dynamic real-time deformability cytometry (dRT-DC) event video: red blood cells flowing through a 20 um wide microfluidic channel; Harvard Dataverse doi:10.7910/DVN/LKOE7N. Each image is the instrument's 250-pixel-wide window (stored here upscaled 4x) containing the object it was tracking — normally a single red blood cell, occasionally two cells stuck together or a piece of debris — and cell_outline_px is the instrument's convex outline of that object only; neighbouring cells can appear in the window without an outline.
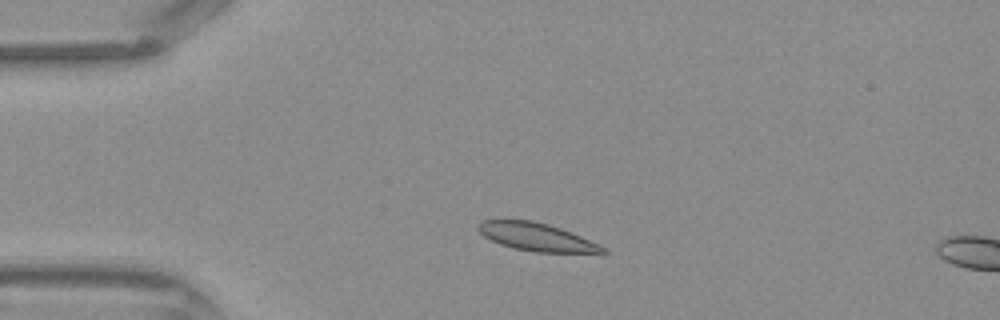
{"species": "Egyptian fruit bat (a non-hibernating species)", "species_latin": "Rousettus aegyptiacus", "temperature_condition": "warm", "stored_images_in_passage": 5, "camera_frame_rate_fps": 3000, "um_per_image_px": 0.085, "frame": {"image": 1, "passage_image": 2, "time_ms": 0.333, "image_size_px": [1000, 320], "cell_outline_px": [[608, 252], [536, 252], [512, 248], [500, 244], [484, 236], [476, 228], [484, 220], [500, 216], [532, 220], [548, 224], [572, 232], [600, 244]], "centroid_in_image_um": [45.51, 20.08], "position_along_channel_um": 39.5, "area_um2": 20.69}}